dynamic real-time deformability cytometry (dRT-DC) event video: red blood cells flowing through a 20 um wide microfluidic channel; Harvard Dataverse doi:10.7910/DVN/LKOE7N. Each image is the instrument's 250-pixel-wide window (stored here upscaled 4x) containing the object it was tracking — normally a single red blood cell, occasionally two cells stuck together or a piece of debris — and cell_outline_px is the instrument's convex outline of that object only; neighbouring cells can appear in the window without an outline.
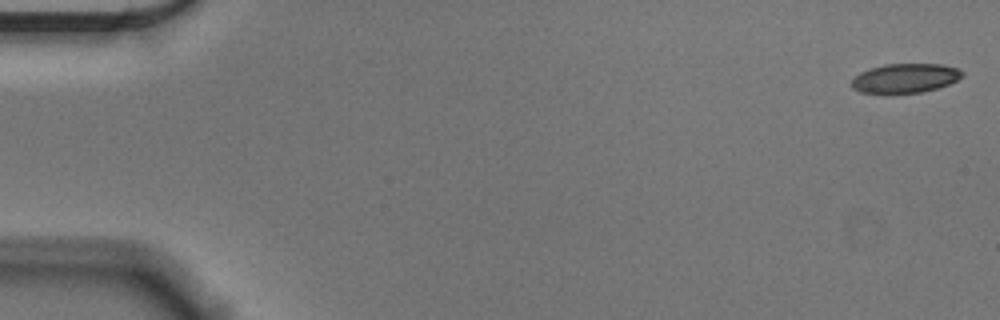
{"species": "Egyptian fruit bat (a non-hibernating species)", "species_latin": "Rousettus aegyptiacus", "temperature_condition": "cold", "stored_images_in_passage": 55, "camera_frame_rate_fps": 3000, "um_per_image_px": 0.085, "animal": {"sex": "male"}, "frame": {"image": 1, "passage_image": 1, "time_ms": 0.0, "image_size_px": [1000, 320], "cell_outline_px": [[964, 76], [948, 84], [924, 92], [884, 96], [860, 92], [852, 88], [852, 80], [860, 72], [884, 64], [944, 64], [960, 68], [964, 72]], "centroid_in_image_um": [76.93, 6.68], "position_along_channel_um": 8.1, "area_um2": 19.59}}
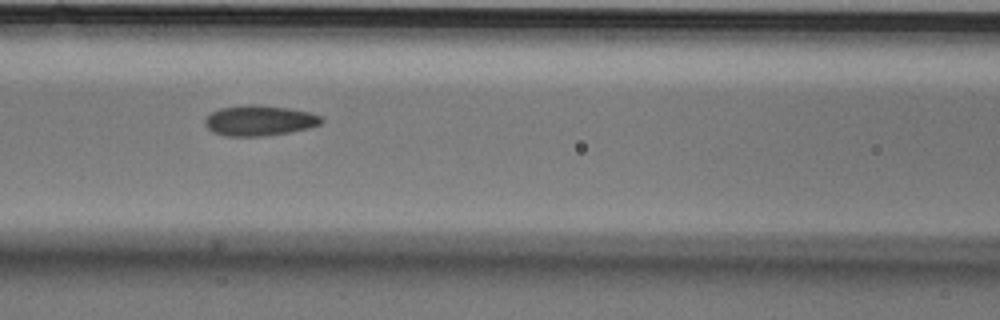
{"frame": {"image": 2, "passage_image": 24, "time_ms": 7.667, "image_size_px": [1000, 320], "cell_outline_px": [[324, 120], [320, 124], [308, 128], [288, 132], [264, 136], [224, 136], [212, 132], [204, 124], [204, 120], [212, 112], [220, 108], [248, 104], [256, 104], [288, 108], [308, 112], [320, 116]], "centroid_in_image_um": [22.02, 10.25], "position_along_channel_um": 144.6, "area_um2": 20.58}}
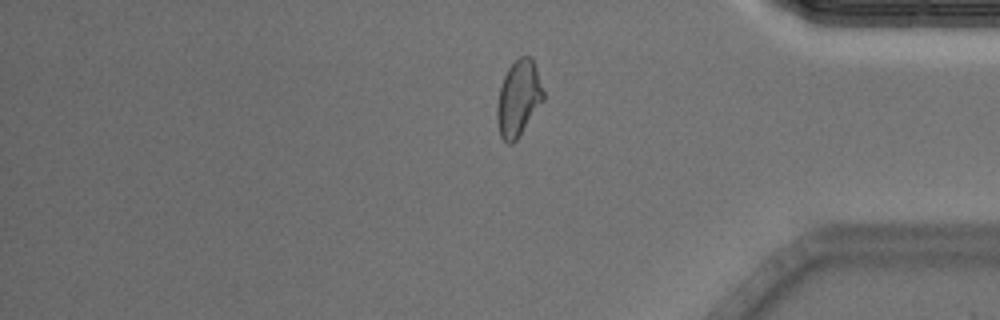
{"frame": {"image": 3, "passage_image": 46, "time_ms": 15.0, "image_size_px": [1000, 320], "cell_outline_px": [[544, 100], [516, 140], [512, 144], [508, 144], [500, 136], [496, 116], [496, 108], [500, 88], [504, 76], [508, 68], [520, 56], [532, 56], [544, 92]], "centroid_in_image_um": [44.07, 8.36], "position_along_channel_um": 391.1, "area_um2": 20.35}, "authors_computed_cell_mechanics": {"area_um2": 20.23, "velocity_mm_per_s": 3.6245, "shape_relaxation_time_tau1_ms": 5.8487, "shape_relaxation_time_tau2_ms": 2.1738, "deformation_change_tau1": 0.1244, "deformation_change_tau2": 0.061}}